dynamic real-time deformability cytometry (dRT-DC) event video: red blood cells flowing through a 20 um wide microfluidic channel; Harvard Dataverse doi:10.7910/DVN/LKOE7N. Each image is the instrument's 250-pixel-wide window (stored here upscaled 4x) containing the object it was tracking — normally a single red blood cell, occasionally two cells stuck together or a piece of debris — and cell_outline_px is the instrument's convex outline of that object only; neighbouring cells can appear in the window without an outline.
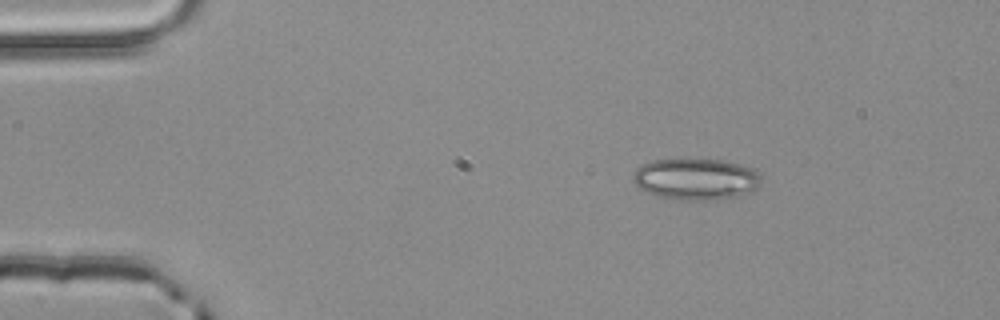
{"species": "common noctule bat (a hibernating species)", "species_latin": "Nyctalus noctula", "temperature_condition": "room temperature", "stored_images_in_passage": 3, "camera_frame_rate_fps": 3000, "um_per_image_px": 0.085, "animal": {"sex": "male", "body_mass_g": 20.4}, "frame": {"image": 1, "passage_image": 3, "time_ms": 0.667, "image_size_px": [1000, 320], "cell_outline_px": [[760, 184], [752, 192], [736, 196], [716, 200], [680, 200], [656, 196], [640, 188], [632, 180], [632, 176], [636, 168], [640, 164], [652, 160], [696, 156], [724, 160], [740, 164], [752, 168], [760, 176]], "centroid_in_image_um": [59.12, 15.17], "position_along_channel_um": 25.9, "area_um2": 32.02}}